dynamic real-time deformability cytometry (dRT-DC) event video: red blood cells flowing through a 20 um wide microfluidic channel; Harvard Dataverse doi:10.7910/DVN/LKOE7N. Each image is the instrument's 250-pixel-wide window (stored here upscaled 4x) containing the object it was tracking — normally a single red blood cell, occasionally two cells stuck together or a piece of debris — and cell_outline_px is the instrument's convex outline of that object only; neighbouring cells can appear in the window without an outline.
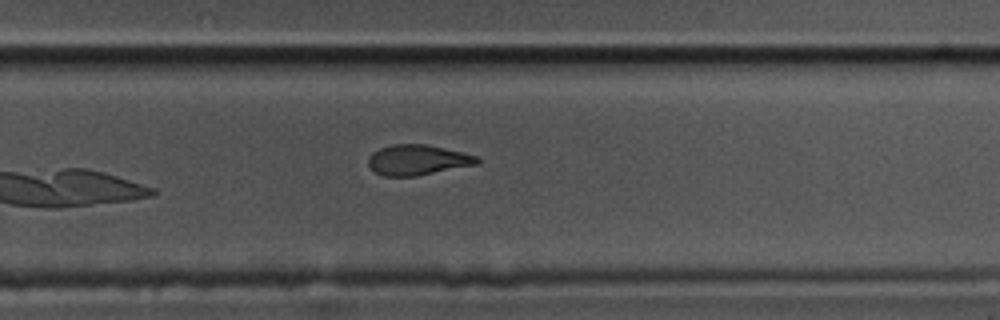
{"species": "common noctule bat (a hibernating species)", "species_latin": "Nyctalus noctula", "temperature_condition": "cold", "stored_images_in_passage": 10, "camera_frame_rate_fps": 3000, "um_per_image_px": 0.085, "animal": {"sex": "male", "body_mass_g": 17.5, "forearm_length_mm": 52.3}, "frame": {"image": 1, "passage_image": 10, "time_ms": 3.0, "image_size_px": [1000, 320], "cell_outline_px": [[480, 164], [416, 176], [384, 176], [376, 172], [368, 164], [368, 160], [372, 152], [380, 148], [392, 144], [424, 144], [464, 152], [480, 156]], "centroid_in_image_um": [35.55, 13.59], "position_along_channel_um": 294.2, "area_um2": 19.36}}